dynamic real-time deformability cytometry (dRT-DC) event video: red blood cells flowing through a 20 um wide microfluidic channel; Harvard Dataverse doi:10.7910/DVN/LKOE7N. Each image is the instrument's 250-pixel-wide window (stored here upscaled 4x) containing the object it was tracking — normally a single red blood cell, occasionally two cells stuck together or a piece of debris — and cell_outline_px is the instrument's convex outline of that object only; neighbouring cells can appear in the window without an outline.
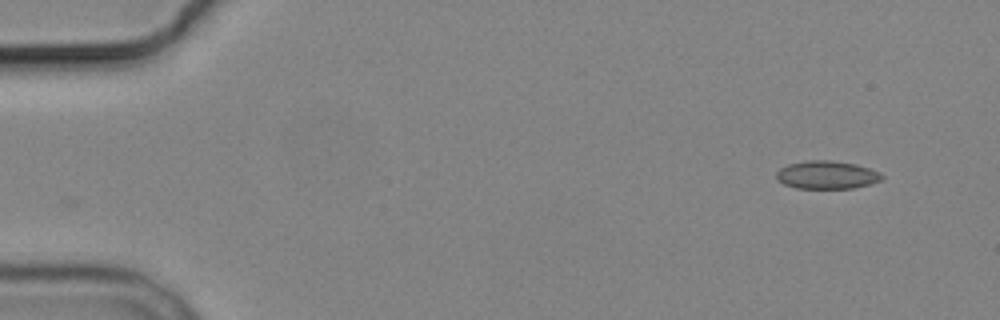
{"species": "common noctule bat (a hibernating species)", "species_latin": "Nyctalus noctula", "temperature_condition": "cold", "stored_images_in_passage": 2, "camera_frame_rate_fps": 3000, "um_per_image_px": 0.085, "animal": {"sex": "male", "body_mass_g": 19.2, "forearm_length_mm": 51.8}, "frame": {"image": 1, "passage_image": 2, "time_ms": 1.333, "image_size_px": [1000, 320], "cell_outline_px": [[884, 180], [872, 184], [852, 188], [796, 188], [784, 184], [776, 180], [776, 172], [780, 168], [788, 164], [804, 160], [828, 160], [856, 164], [880, 172], [884, 176]], "centroid_in_image_um": [70.29, 14.86], "position_along_channel_um": 14.7, "area_um2": 17.46}}